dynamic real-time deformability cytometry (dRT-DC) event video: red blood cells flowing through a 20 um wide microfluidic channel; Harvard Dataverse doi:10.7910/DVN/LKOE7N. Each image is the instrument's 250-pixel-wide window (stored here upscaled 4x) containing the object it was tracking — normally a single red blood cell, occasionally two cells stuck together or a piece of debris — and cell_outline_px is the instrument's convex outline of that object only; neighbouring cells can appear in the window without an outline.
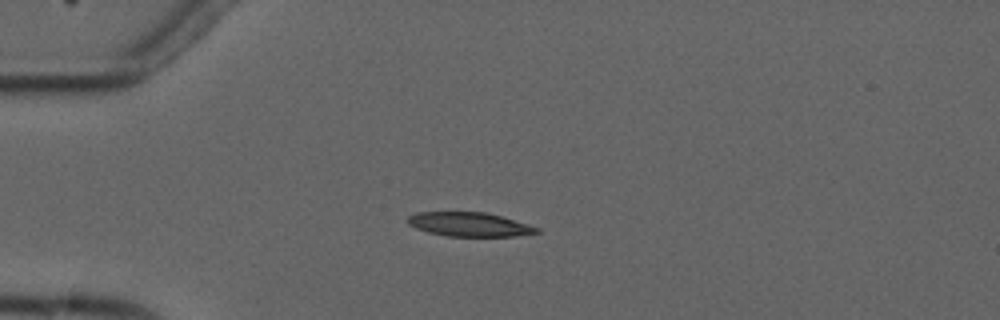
{"species": "common noctule bat (a hibernating species)", "species_latin": "Nyctalus noctula", "temperature_condition": "cold", "stored_images_in_passage": 2, "camera_frame_rate_fps": 3000, "um_per_image_px": 0.085, "animal": {"sex": "male", "forearm_length_mm": 52.5}, "frame": {"image": 1, "passage_image": 1, "time_ms": 0.0, "image_size_px": [1000, 320], "cell_outline_px": [[540, 232], [516, 236], [448, 236], [428, 232], [416, 228], [408, 224], [408, 216], [416, 212], [484, 212], [500, 216], [528, 224], [540, 228]], "centroid_in_image_um": [39.89, 19.07], "position_along_channel_um": 45.1, "area_um2": 17.98}}